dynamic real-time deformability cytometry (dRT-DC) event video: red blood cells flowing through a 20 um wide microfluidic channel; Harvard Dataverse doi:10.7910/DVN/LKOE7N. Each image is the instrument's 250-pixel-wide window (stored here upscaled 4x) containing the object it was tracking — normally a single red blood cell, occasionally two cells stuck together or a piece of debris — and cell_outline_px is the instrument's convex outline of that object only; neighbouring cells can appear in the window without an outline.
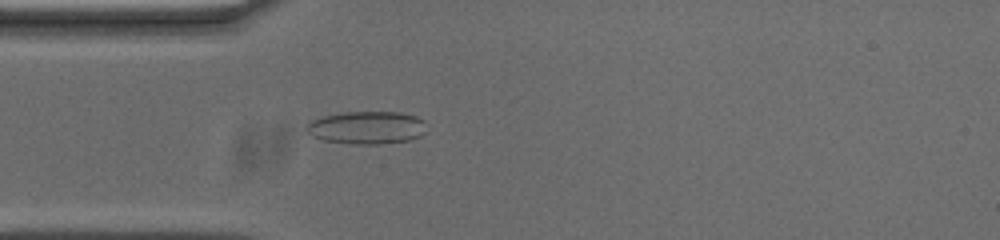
{"species": "common noctule bat (a hibernating species)", "species_latin": "Nyctalus noctula", "temperature_condition": "cold", "stored_images_in_passage": 51, "camera_frame_rate_fps": 3000, "um_per_image_px": 0.085, "animal": {"sex": "male", "body_mass_g": 20.0, "forearm_length_mm": 53.3}, "frame": {"image": 1, "passage_image": 12, "time_ms": 3.667, "image_size_px": [1000, 240], "cell_outline_px": [[424, 132], [420, 136], [412, 140], [380, 144], [352, 144], [324, 140], [312, 136], [308, 132], [308, 120], [324, 116], [344, 112], [400, 112], [416, 116], [424, 120]], "centroid_in_image_um": [31.19, 10.85], "position_along_channel_um": 53.8, "area_um2": 22.95}}
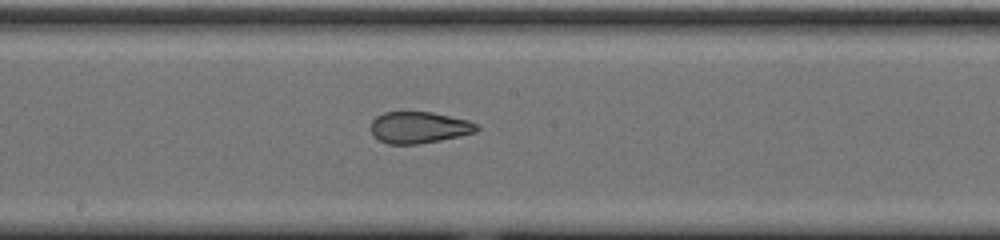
{"frame": {"image": 2, "passage_image": 25, "time_ms": 8.0, "image_size_px": [1000, 240], "cell_outline_px": [[480, 128], [476, 132], [440, 140], [420, 144], [388, 144], [380, 140], [372, 132], [372, 120], [376, 116], [384, 112], [432, 112], [468, 120], [476, 124]], "centroid_in_image_um": [35.63, 10.83], "position_along_channel_um": 212.6, "area_um2": 19.31}}
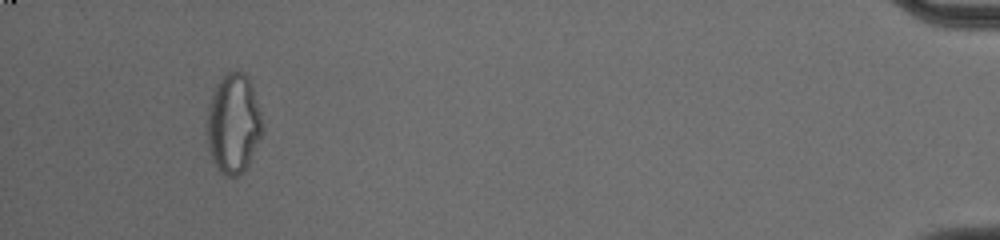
{"frame": {"image": 3, "passage_image": 48, "time_ms": 15.667, "image_size_px": [1000, 240], "cell_outline_px": [[264, 132], [248, 164], [236, 176], [228, 176], [220, 172], [216, 168], [212, 160], [208, 148], [208, 108], [212, 92], [216, 84], [228, 72], [244, 72], [248, 76], [260, 112], [264, 128]], "centroid_in_image_um": [19.85, 10.52], "position_along_channel_um": 415.4, "area_um2": 31.91}, "authors_computed_cell_mechanics": {"area_um2": 22.4842, "velocity_mm_per_s": 3.7095, "shape_relaxation_time_tau1_ms": null, "shape_relaxation_time_tau2_ms": 1.5855, "deformation_change_tau1": null, "deformation_change_tau2": 0.0859}}